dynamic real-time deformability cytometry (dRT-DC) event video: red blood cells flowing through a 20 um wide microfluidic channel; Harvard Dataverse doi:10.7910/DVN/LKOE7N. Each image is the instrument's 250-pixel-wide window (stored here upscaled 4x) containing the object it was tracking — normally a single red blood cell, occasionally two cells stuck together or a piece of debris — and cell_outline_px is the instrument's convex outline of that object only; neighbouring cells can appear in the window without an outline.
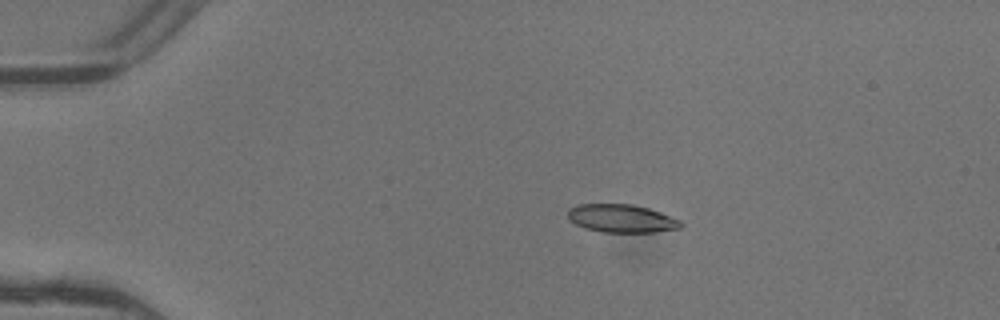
{"species": "common noctule bat (a hibernating species)", "species_latin": "Nyctalus noctula", "temperature_condition": "warm", "stored_images_in_passage": 4, "camera_frame_rate_fps": 3000, "um_per_image_px": 0.085, "animal": {"sex": "female"}, "frame": {"image": 1, "passage_image": 3, "time_ms": 0.667, "image_size_px": [1000, 320], "cell_outline_px": [[684, 224], [680, 228], [656, 232], [604, 232], [584, 228], [568, 220], [568, 208], [576, 204], [632, 204], [648, 208], [660, 212], [680, 220]], "centroid_in_image_um": [52.81, 18.56], "position_along_channel_um": 32.2, "area_um2": 18.61}}